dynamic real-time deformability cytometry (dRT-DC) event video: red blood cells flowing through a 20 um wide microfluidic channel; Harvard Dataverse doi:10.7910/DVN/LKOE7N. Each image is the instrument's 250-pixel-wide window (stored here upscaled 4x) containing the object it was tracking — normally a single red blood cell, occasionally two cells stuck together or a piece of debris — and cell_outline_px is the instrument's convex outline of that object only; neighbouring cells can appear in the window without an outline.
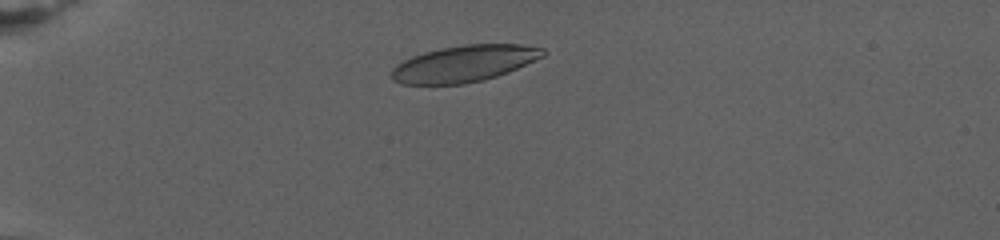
{"species": "human", "species_latin": "Homo sapiens", "temperature_condition": "warm", "stored_images_in_passage": 67, "camera_frame_rate_fps": 3000, "um_per_image_px": 0.085, "donor": {"sex": "female"}, "frame": {"image": 1, "passage_image": 10, "time_ms": 3.0, "image_size_px": [1000, 240], "cell_outline_px": [[548, 52], [544, 56], [508, 72], [484, 80], [464, 84], [400, 84], [392, 80], [392, 68], [396, 64], [412, 56], [424, 52], [440, 48], [464, 44], [520, 44], [544, 48]], "centroid_in_image_um": [39.46, 5.4], "position_along_channel_um": 45.5, "area_um2": 32.31}}
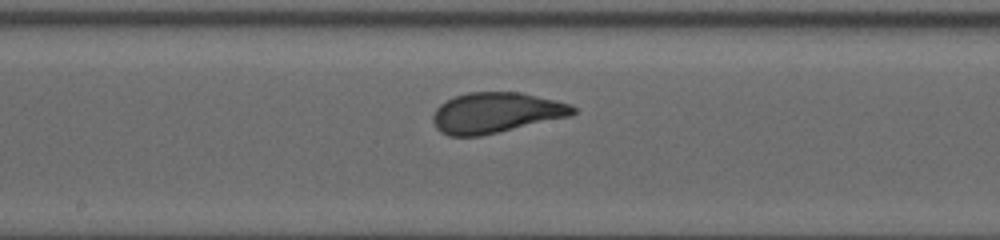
{"frame": {"image": 2, "passage_image": 33, "time_ms": 10.667, "image_size_px": [1000, 240], "cell_outline_px": [[576, 112], [568, 116], [480, 136], [448, 136], [440, 132], [436, 128], [432, 120], [432, 116], [436, 108], [440, 104], [456, 96], [468, 92], [520, 92], [572, 104], [576, 108]], "centroid_in_image_um": [42.12, 9.58], "position_along_channel_um": 206.1, "area_um2": 32.77}}
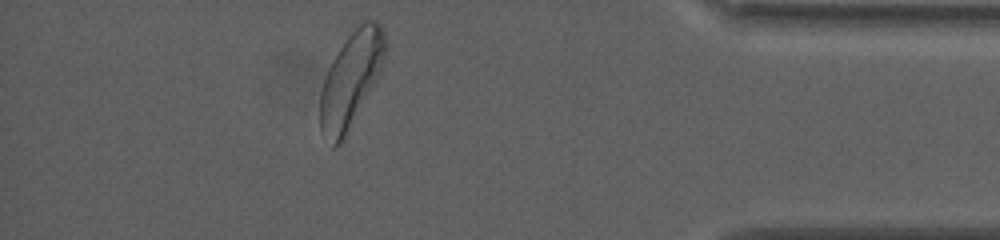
{"frame": {"image": 3, "passage_image": 59, "time_ms": 19.333, "image_size_px": [1000, 240], "cell_outline_px": [[388, 44], [376, 80], [344, 140], [336, 148], [332, 148], [320, 132], [320, 92], [328, 68], [332, 60], [348, 36], [364, 20], [376, 20], [380, 24]], "centroid_in_image_um": [29.81, 6.82], "position_along_channel_um": 405.4, "area_um2": 35.95}, "authors_computed_cell_mechanics": {"area_um2": 32.7726, "velocity_mm_per_s": 2.6666, "shape_relaxation_time_tau1_ms": 4.2084, "shape_relaxation_time_tau2_ms": null, "deformation_change_tau1": 0.1638, "deformation_change_tau2": null}}